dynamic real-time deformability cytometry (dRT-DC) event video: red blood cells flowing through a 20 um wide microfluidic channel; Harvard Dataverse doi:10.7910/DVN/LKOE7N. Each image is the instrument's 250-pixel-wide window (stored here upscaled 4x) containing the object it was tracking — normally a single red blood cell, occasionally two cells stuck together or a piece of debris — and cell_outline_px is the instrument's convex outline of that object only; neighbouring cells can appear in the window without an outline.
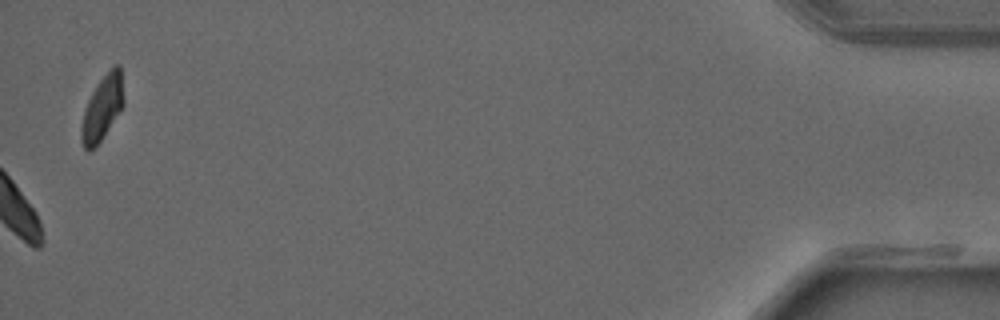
{"species": "common noctule bat (a hibernating species)", "species_latin": "Nyctalus noctula", "temperature_condition": "warm", "stored_images_in_passage": 32, "camera_frame_rate_fps": 3000, "um_per_image_px": 0.085, "animal": {"sex": "male", "forearm_length_mm": 52.5}, "frame": {"image": 1, "passage_image": 32, "time_ms": 10.333, "image_size_px": [1000, 320], "cell_outline_px": [[124, 104], [104, 136], [88, 152], [84, 148], [80, 140], [80, 124], [84, 108], [92, 92], [100, 80], [116, 64], [120, 64], [124, 100]], "centroid_in_image_um": [8.67, 9.2], "position_along_channel_um": 426.5, "area_um2": 15.84}}